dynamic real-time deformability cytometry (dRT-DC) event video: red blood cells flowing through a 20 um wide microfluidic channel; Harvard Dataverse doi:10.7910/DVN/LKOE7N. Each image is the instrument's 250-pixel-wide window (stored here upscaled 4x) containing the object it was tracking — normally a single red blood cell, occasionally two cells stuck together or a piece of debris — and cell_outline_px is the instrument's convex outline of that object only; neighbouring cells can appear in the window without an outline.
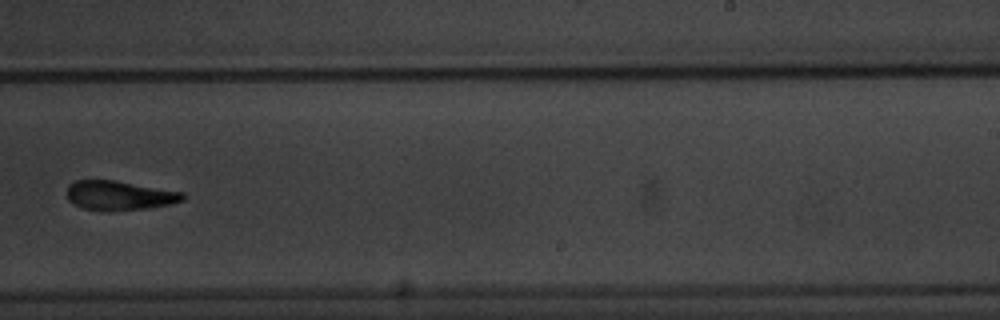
{"species": "common noctule bat (a hibernating species)", "species_latin": "Nyctalus noctula", "temperature_condition": "warm", "stored_images_in_passage": 12, "camera_frame_rate_fps": 3000, "um_per_image_px": 0.085, "animal": {"sex": "male", "body_mass_g": 20.1, "forearm_length_mm": 53.5}, "frame": {"image": 1, "passage_image": 7, "time_ms": 7.0, "image_size_px": [1000, 320], "cell_outline_px": [[184, 200], [172, 204], [144, 208], [104, 212], [84, 208], [72, 204], [68, 200], [68, 184], [76, 180], [116, 180], [184, 192]], "centroid_in_image_um": [10.14, 16.61], "position_along_channel_um": 278.9, "area_um2": 20.0}, "authors_computed_cell_mechanics": {"area_um2": 20.3745, "velocity_mm_per_s": 3.5524, "shape_relaxation_time_tau1_ms": 2.9777, "shape_relaxation_time_tau2_ms": 2.466, "deformation_change_tau1": 0.1422, "deformation_change_tau2": 0.0996}}